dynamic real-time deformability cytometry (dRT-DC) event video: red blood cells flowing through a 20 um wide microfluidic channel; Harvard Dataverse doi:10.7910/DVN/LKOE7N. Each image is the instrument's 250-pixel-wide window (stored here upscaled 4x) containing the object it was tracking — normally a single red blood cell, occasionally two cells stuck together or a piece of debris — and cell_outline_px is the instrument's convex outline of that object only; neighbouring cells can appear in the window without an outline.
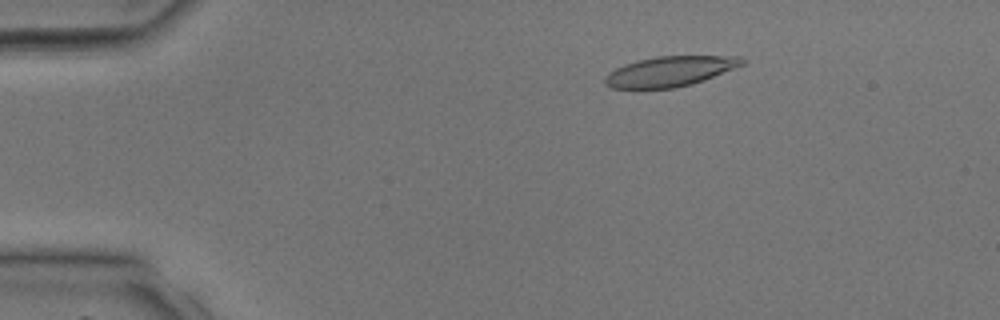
{"species": "common noctule bat (a hibernating species)", "species_latin": "Nyctalus noctula", "temperature_condition": "room temperature", "stored_images_in_passage": 39, "camera_frame_rate_fps": 3000, "um_per_image_px": 0.085, "animal": {"sex": "male", "body_mass_g": 17.9, "forearm_length_mm": 54.2}, "frame": {"image": 1, "passage_image": 7, "time_ms": 2.0, "image_size_px": [1000, 320], "cell_outline_px": [[744, 64], [704, 80], [692, 84], [676, 88], [612, 88], [604, 84], [604, 76], [616, 68], [624, 64], [636, 60], [656, 56], [740, 56], [744, 60]], "centroid_in_image_um": [56.92, 6.06], "position_along_channel_um": 28.1, "area_um2": 24.04}}
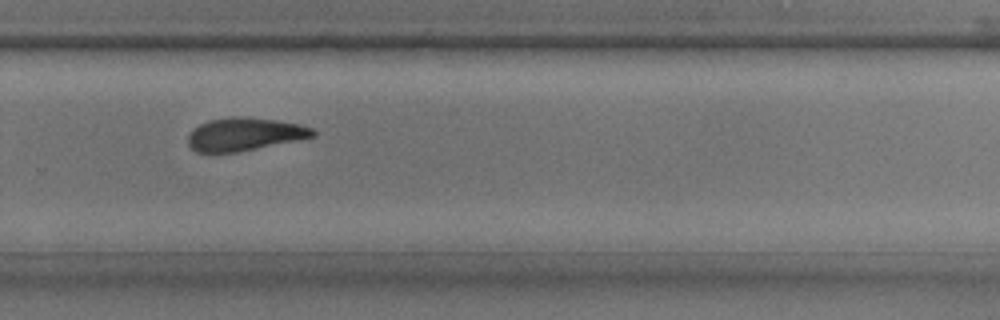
{"frame": {"image": 2, "passage_image": 27, "time_ms": 8.667, "image_size_px": [1000, 320], "cell_outline_px": [[316, 136], [300, 140], [236, 152], [196, 152], [188, 144], [188, 136], [192, 128], [208, 120], [276, 120], [300, 124], [312, 128], [316, 132]], "centroid_in_image_um": [20.81, 11.46], "position_along_channel_um": 309.0, "area_um2": 23.0}}
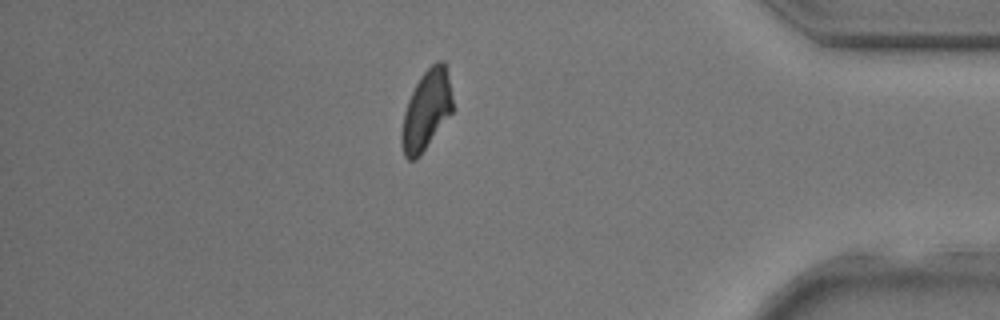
{"frame": {"image": 3, "passage_image": 34, "time_ms": 11.0, "image_size_px": [1000, 320], "cell_outline_px": [[452, 112], [420, 156], [416, 160], [408, 160], [404, 156], [400, 144], [400, 132], [404, 112], [408, 100], [420, 76], [436, 60], [444, 60], [448, 76], [452, 100]], "centroid_in_image_um": [36.21, 9.39], "position_along_channel_um": 399.0, "area_um2": 23.64}}